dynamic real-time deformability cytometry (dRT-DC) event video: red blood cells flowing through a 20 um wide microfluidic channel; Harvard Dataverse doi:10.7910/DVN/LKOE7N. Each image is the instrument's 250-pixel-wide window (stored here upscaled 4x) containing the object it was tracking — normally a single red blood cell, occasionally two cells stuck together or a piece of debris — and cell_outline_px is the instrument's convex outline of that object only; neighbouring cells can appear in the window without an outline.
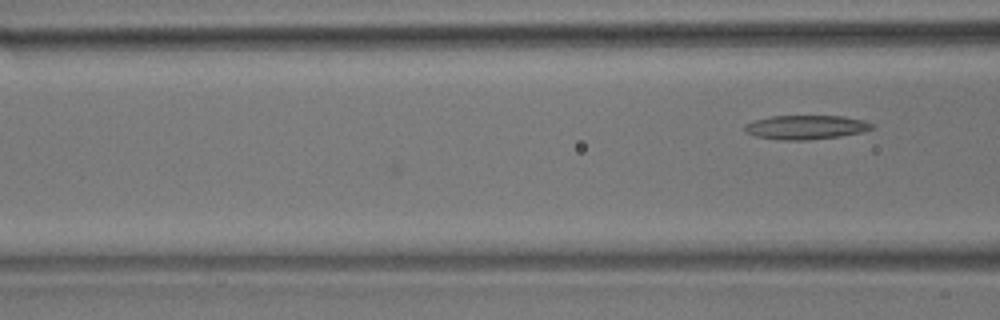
{"species": "common noctule bat (a hibernating species)", "species_latin": "Nyctalus noctula", "temperature_condition": "room temperature", "stored_images_in_passage": 5, "camera_frame_rate_fps": 3000, "um_per_image_px": 0.085, "animal": {"sex": "male", "body_mass_g": 17.9}, "frame": {"image": 1, "passage_image": 5, "time_ms": 1.333, "image_size_px": [1000, 320], "cell_outline_px": [[876, 128], [860, 132], [840, 136], [808, 140], [780, 140], [756, 136], [748, 132], [744, 128], [744, 124], [756, 120], [772, 116], [844, 116], [864, 120], [876, 124]], "centroid_in_image_um": [68.56, 10.81], "position_along_channel_um": 98.0, "area_um2": 17.86}}